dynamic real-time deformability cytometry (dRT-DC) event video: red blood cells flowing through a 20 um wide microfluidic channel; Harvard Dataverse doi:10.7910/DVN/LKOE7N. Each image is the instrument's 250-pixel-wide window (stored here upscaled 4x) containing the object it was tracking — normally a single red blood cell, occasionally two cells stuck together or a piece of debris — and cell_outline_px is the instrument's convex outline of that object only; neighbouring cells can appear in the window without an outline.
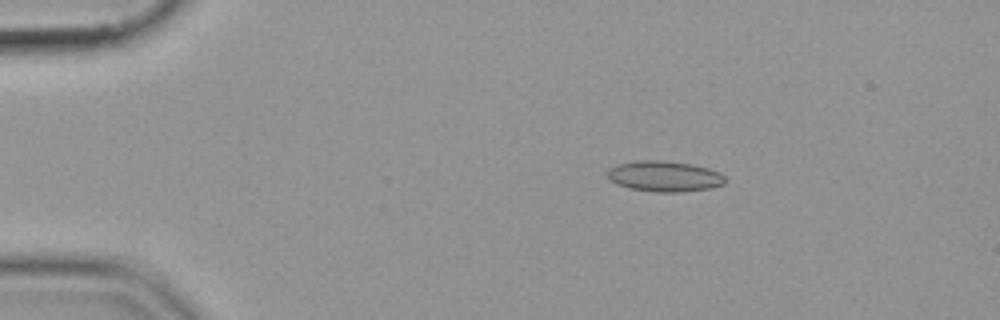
{"species": "common noctule bat (a hibernating species)", "species_latin": "Nyctalus noctula", "temperature_condition": "cold", "stored_images_in_passage": 46, "camera_frame_rate_fps": 3000, "um_per_image_px": 0.085, "animal": {"sex": "female", "body_mass_g": 19.9}, "frame": {"image": 1, "passage_image": 1, "time_ms": 0.0, "image_size_px": [1000, 320], "cell_outline_px": [[724, 184], [712, 188], [680, 192], [656, 192], [628, 188], [616, 184], [608, 180], [608, 168], [616, 164], [640, 160], [664, 160], [692, 164], [708, 168], [720, 172], [724, 176]], "centroid_in_image_um": [56.45, 14.98], "position_along_channel_um": 28.5, "area_um2": 21.27}}
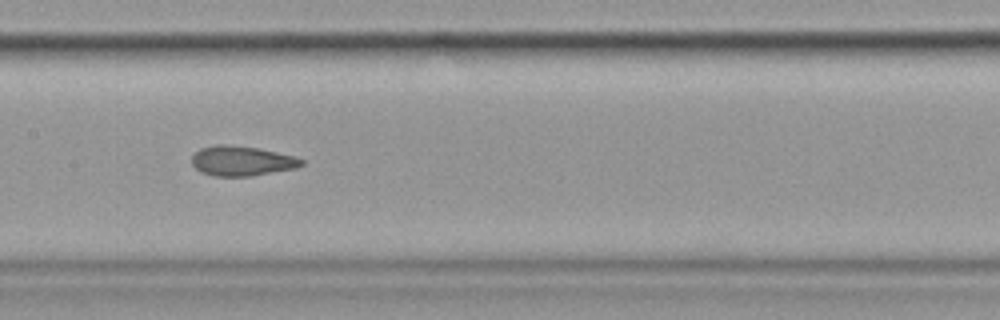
{"frame": {"image": 2, "passage_image": 19, "time_ms": 6.0, "image_size_px": [1000, 320], "cell_outline_px": [[304, 164], [296, 168], [248, 176], [212, 176], [200, 172], [192, 164], [192, 156], [200, 148], [216, 144], [228, 144], [256, 148], [296, 156], [304, 160]], "centroid_in_image_um": [20.53, 13.67], "position_along_channel_um": 186.9, "area_um2": 19.07}}
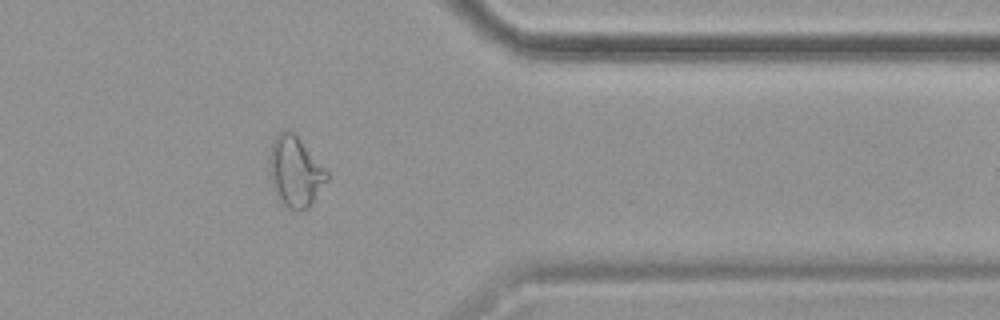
{"frame": {"image": 3, "passage_image": 36, "time_ms": 11.667, "image_size_px": [1000, 320], "cell_outline_px": [[328, 180], [308, 208], [300, 212], [296, 212], [288, 208], [280, 200], [272, 188], [268, 172], [268, 156], [272, 140], [284, 128], [288, 128], [300, 140], [328, 172]], "centroid_in_image_um": [25.05, 14.6], "position_along_channel_um": 386.4, "area_um2": 23.87}}